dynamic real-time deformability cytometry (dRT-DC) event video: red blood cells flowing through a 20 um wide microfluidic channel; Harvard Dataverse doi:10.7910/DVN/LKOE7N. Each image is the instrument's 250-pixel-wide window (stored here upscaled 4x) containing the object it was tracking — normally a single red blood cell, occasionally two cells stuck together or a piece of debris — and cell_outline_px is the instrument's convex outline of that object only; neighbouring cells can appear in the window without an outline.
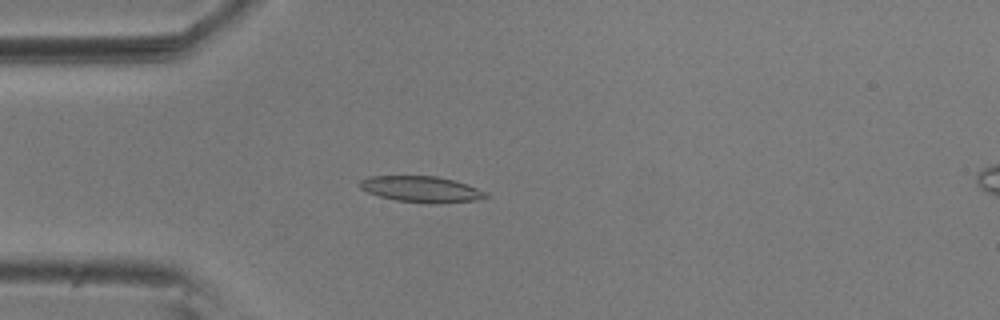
{"species": "common noctule bat (a hibernating species)", "species_latin": "Nyctalus noctula", "temperature_condition": "room temperature", "stored_images_in_passage": 53, "camera_frame_rate_fps": 3000, "um_per_image_px": 0.085, "animal": {"sex": "male", "body_mass_g": 20.5, "forearm_length_mm": 52.5}, "frame": {"image": 1, "passage_image": 14, "time_ms": 4.333, "image_size_px": [1000, 320], "cell_outline_px": [[488, 196], [476, 200], [436, 204], [428, 204], [396, 200], [380, 196], [368, 192], [360, 188], [360, 180], [368, 176], [436, 176], [456, 180], [468, 184], [488, 192]], "centroid_in_image_um": [35.85, 16.08], "position_along_channel_um": 49.1, "area_um2": 19.31}}
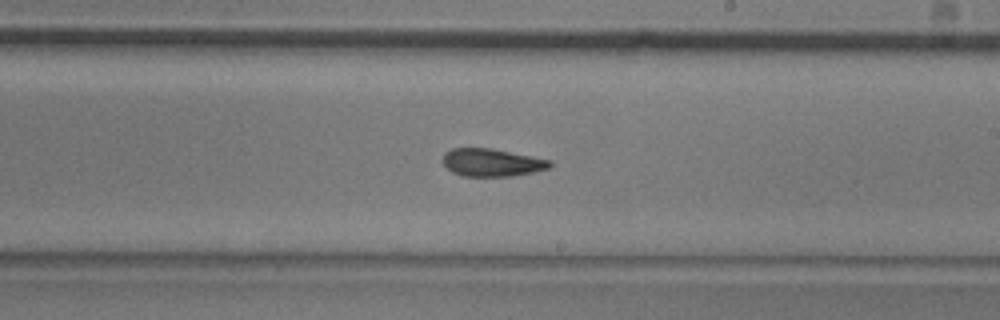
{"frame": {"image": 2, "passage_image": 31, "time_ms": 10.0, "image_size_px": [1000, 320], "cell_outline_px": [[552, 164], [548, 168], [532, 172], [512, 176], [460, 176], [452, 172], [444, 164], [444, 152], [452, 148], [492, 148], [552, 160]], "centroid_in_image_um": [41.8, 13.81], "position_along_channel_um": 247.2, "area_um2": 17.28}}
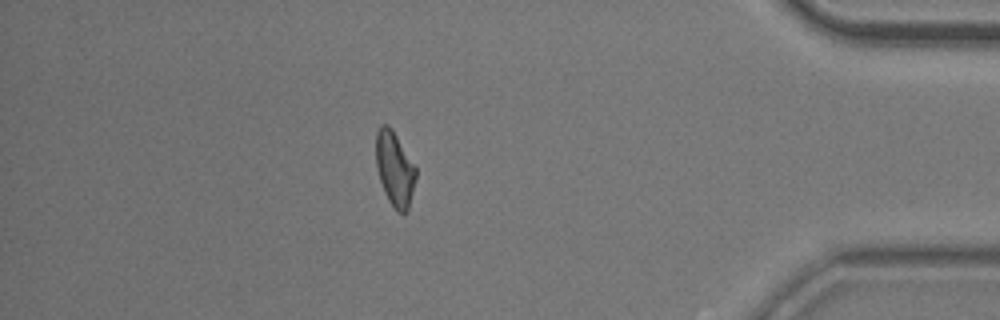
{"frame": {"image": 3, "passage_image": 47, "time_ms": 15.333, "image_size_px": [1000, 320], "cell_outline_px": [[416, 176], [408, 212], [404, 216], [396, 212], [388, 200], [384, 192], [380, 180], [376, 164], [376, 132], [380, 124], [388, 124], [392, 128], [416, 168]], "centroid_in_image_um": [33.55, 14.39], "position_along_channel_um": 401.7, "area_um2": 17.51}, "authors_computed_cell_mechanics": {"area_um2": 17.9758, "velocity_mm_per_s": 3.6699, "shape_relaxation_time_tau1_ms": 8.5662, "shape_relaxation_time_tau2_ms": 3.3638, "deformation_change_tau1": 0.2018, "deformation_change_tau2": 0.1085}}